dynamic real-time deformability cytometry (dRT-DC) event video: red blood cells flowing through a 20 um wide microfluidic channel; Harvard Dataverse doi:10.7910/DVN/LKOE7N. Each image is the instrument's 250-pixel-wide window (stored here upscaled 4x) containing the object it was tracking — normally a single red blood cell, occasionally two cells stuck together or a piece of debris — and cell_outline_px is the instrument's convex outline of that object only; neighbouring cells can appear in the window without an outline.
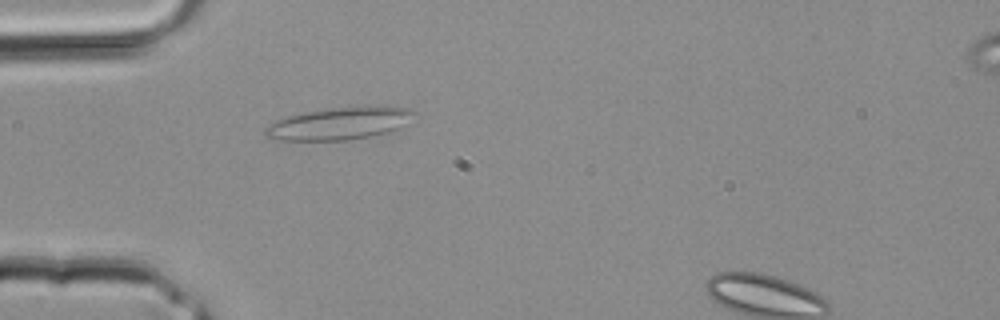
{"species": "common noctule bat (a hibernating species)", "species_latin": "Nyctalus noctula", "temperature_condition": "room temperature", "stored_images_in_passage": 3, "camera_frame_rate_fps": 3000, "um_per_image_px": 0.085, "animal": {"sex": "male", "body_mass_g": 20.4}, "frame": {"image": 1, "passage_image": 2, "time_ms": 0.333, "image_size_px": [1000, 320], "cell_outline_px": [[420, 112], [396, 128], [384, 132], [368, 136], [344, 140], [284, 140], [264, 136], [264, 128], [288, 116], [328, 108], [364, 104], [384, 104], [412, 108]], "centroid_in_image_um": [28.95, 10.43], "position_along_channel_um": 56.0, "area_um2": 28.21}}